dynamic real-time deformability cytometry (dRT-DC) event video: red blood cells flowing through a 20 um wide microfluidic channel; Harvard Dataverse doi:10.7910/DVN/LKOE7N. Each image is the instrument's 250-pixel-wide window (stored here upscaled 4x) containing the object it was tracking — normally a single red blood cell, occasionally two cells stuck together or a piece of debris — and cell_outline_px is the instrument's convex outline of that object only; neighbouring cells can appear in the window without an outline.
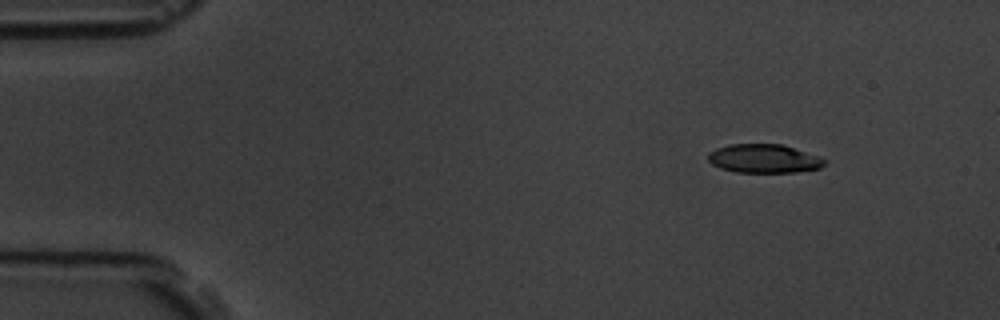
{"species": "common noctule bat (a hibernating species)", "species_latin": "Nyctalus noctula", "temperature_condition": "room temperature", "stored_images_in_passage": 4, "camera_frame_rate_fps": 3000, "um_per_image_px": 0.085, "animal": {"sex": "male", "body_mass_g": 19.5, "forearm_length_mm": 54.6}, "frame": {"image": 1, "passage_image": 1, "time_ms": 0.0, "image_size_px": [1000, 320], "cell_outline_px": [[828, 160], [820, 168], [796, 172], [736, 172], [720, 168], [712, 164], [708, 160], [708, 152], [716, 148], [728, 144], [784, 144]], "centroid_in_image_um": [64.91, 13.47], "position_along_channel_um": 20.1, "area_um2": 19.54}}